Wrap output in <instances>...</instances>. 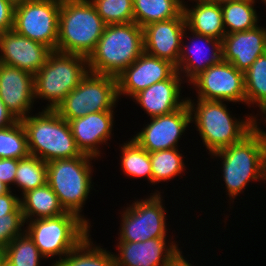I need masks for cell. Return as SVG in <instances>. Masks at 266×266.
Here are the masks:
<instances>
[{"mask_svg":"<svg viewBox=\"0 0 266 266\" xmlns=\"http://www.w3.org/2000/svg\"><path fill=\"white\" fill-rule=\"evenodd\" d=\"M246 105H258L266 116V53L259 56L244 73Z\"/></svg>","mask_w":266,"mask_h":266,"instance_id":"83f0119b","label":"cell"},{"mask_svg":"<svg viewBox=\"0 0 266 266\" xmlns=\"http://www.w3.org/2000/svg\"><path fill=\"white\" fill-rule=\"evenodd\" d=\"M255 2L256 0H238L221 5L226 34L246 31L258 25Z\"/></svg>","mask_w":266,"mask_h":266,"instance_id":"4316f807","label":"cell"},{"mask_svg":"<svg viewBox=\"0 0 266 266\" xmlns=\"http://www.w3.org/2000/svg\"><path fill=\"white\" fill-rule=\"evenodd\" d=\"M0 52V63L17 67L34 76L52 50L10 30L0 33Z\"/></svg>","mask_w":266,"mask_h":266,"instance_id":"e0dca14e","label":"cell"},{"mask_svg":"<svg viewBox=\"0 0 266 266\" xmlns=\"http://www.w3.org/2000/svg\"><path fill=\"white\" fill-rule=\"evenodd\" d=\"M105 26L90 0H61L56 51L89 57Z\"/></svg>","mask_w":266,"mask_h":266,"instance_id":"277c9868","label":"cell"},{"mask_svg":"<svg viewBox=\"0 0 266 266\" xmlns=\"http://www.w3.org/2000/svg\"><path fill=\"white\" fill-rule=\"evenodd\" d=\"M184 13L177 18L151 23L143 27L144 52L178 65L182 38L187 37Z\"/></svg>","mask_w":266,"mask_h":266,"instance_id":"9a60e30c","label":"cell"},{"mask_svg":"<svg viewBox=\"0 0 266 266\" xmlns=\"http://www.w3.org/2000/svg\"><path fill=\"white\" fill-rule=\"evenodd\" d=\"M146 199L135 200L123 208L119 242H144L154 238H167L166 211L161 192L154 191Z\"/></svg>","mask_w":266,"mask_h":266,"instance_id":"30bf717a","label":"cell"},{"mask_svg":"<svg viewBox=\"0 0 266 266\" xmlns=\"http://www.w3.org/2000/svg\"><path fill=\"white\" fill-rule=\"evenodd\" d=\"M11 2H13L14 4H18V3H21L25 0H10Z\"/></svg>","mask_w":266,"mask_h":266,"instance_id":"ee69618b","label":"cell"},{"mask_svg":"<svg viewBox=\"0 0 266 266\" xmlns=\"http://www.w3.org/2000/svg\"><path fill=\"white\" fill-rule=\"evenodd\" d=\"M61 0H25L15 4L13 30L56 51Z\"/></svg>","mask_w":266,"mask_h":266,"instance_id":"8fae6325","label":"cell"},{"mask_svg":"<svg viewBox=\"0 0 266 266\" xmlns=\"http://www.w3.org/2000/svg\"><path fill=\"white\" fill-rule=\"evenodd\" d=\"M24 224L25 220L23 214H7L0 216V249L5 250L6 246L15 237L25 232V229H23Z\"/></svg>","mask_w":266,"mask_h":266,"instance_id":"e575fe53","label":"cell"},{"mask_svg":"<svg viewBox=\"0 0 266 266\" xmlns=\"http://www.w3.org/2000/svg\"><path fill=\"white\" fill-rule=\"evenodd\" d=\"M261 119H264V122L266 123V116L263 118V117H261Z\"/></svg>","mask_w":266,"mask_h":266,"instance_id":"bcb514c9","label":"cell"},{"mask_svg":"<svg viewBox=\"0 0 266 266\" xmlns=\"http://www.w3.org/2000/svg\"><path fill=\"white\" fill-rule=\"evenodd\" d=\"M182 251H179L166 266H193L189 261L184 259Z\"/></svg>","mask_w":266,"mask_h":266,"instance_id":"ab89813d","label":"cell"},{"mask_svg":"<svg viewBox=\"0 0 266 266\" xmlns=\"http://www.w3.org/2000/svg\"><path fill=\"white\" fill-rule=\"evenodd\" d=\"M190 123L191 112L186 103L170 114L151 118L132 139L149 153L178 148L179 139Z\"/></svg>","mask_w":266,"mask_h":266,"instance_id":"4fadbf2b","label":"cell"},{"mask_svg":"<svg viewBox=\"0 0 266 266\" xmlns=\"http://www.w3.org/2000/svg\"><path fill=\"white\" fill-rule=\"evenodd\" d=\"M88 73V57L52 51L34 75L35 99L47 100L44 109L55 110Z\"/></svg>","mask_w":266,"mask_h":266,"instance_id":"52a82bcc","label":"cell"},{"mask_svg":"<svg viewBox=\"0 0 266 266\" xmlns=\"http://www.w3.org/2000/svg\"><path fill=\"white\" fill-rule=\"evenodd\" d=\"M25 223L28 225L25 232L45 259H51L55 255L59 256V260L56 259L52 266L67 256L90 233V227L81 218L70 212Z\"/></svg>","mask_w":266,"mask_h":266,"instance_id":"ba28073f","label":"cell"},{"mask_svg":"<svg viewBox=\"0 0 266 266\" xmlns=\"http://www.w3.org/2000/svg\"><path fill=\"white\" fill-rule=\"evenodd\" d=\"M196 102L187 97L191 121L195 122L208 154L240 142L260 123L257 115L250 114L241 120L232 117L224 101L197 99Z\"/></svg>","mask_w":266,"mask_h":266,"instance_id":"7a4b0ae2","label":"cell"},{"mask_svg":"<svg viewBox=\"0 0 266 266\" xmlns=\"http://www.w3.org/2000/svg\"><path fill=\"white\" fill-rule=\"evenodd\" d=\"M144 52L143 28L135 22L106 25L88 57L89 72L118 76Z\"/></svg>","mask_w":266,"mask_h":266,"instance_id":"3957f363","label":"cell"},{"mask_svg":"<svg viewBox=\"0 0 266 266\" xmlns=\"http://www.w3.org/2000/svg\"><path fill=\"white\" fill-rule=\"evenodd\" d=\"M210 155L221 158L222 177L232 202L251 181H266V131L259 125L240 142Z\"/></svg>","mask_w":266,"mask_h":266,"instance_id":"6da1fadb","label":"cell"},{"mask_svg":"<svg viewBox=\"0 0 266 266\" xmlns=\"http://www.w3.org/2000/svg\"><path fill=\"white\" fill-rule=\"evenodd\" d=\"M24 126L30 155L45 162L82 155L69 123L55 110L42 109L36 115L20 120Z\"/></svg>","mask_w":266,"mask_h":266,"instance_id":"5b68a950","label":"cell"},{"mask_svg":"<svg viewBox=\"0 0 266 266\" xmlns=\"http://www.w3.org/2000/svg\"><path fill=\"white\" fill-rule=\"evenodd\" d=\"M44 258L26 232L15 237L5 248V259L12 266H40V260Z\"/></svg>","mask_w":266,"mask_h":266,"instance_id":"1f68e13d","label":"cell"},{"mask_svg":"<svg viewBox=\"0 0 266 266\" xmlns=\"http://www.w3.org/2000/svg\"><path fill=\"white\" fill-rule=\"evenodd\" d=\"M12 193V189L0 196V216L7 214H23L20 207V198Z\"/></svg>","mask_w":266,"mask_h":266,"instance_id":"74e56055","label":"cell"},{"mask_svg":"<svg viewBox=\"0 0 266 266\" xmlns=\"http://www.w3.org/2000/svg\"><path fill=\"white\" fill-rule=\"evenodd\" d=\"M20 207L25 222L41 218L56 217L66 211L59 203L57 195L46 183L22 195Z\"/></svg>","mask_w":266,"mask_h":266,"instance_id":"cb8c5ba5","label":"cell"},{"mask_svg":"<svg viewBox=\"0 0 266 266\" xmlns=\"http://www.w3.org/2000/svg\"><path fill=\"white\" fill-rule=\"evenodd\" d=\"M190 32L193 35V37L189 38L192 39L191 43L184 44V39L182 38L180 57L176 66L177 72L182 76L183 80L185 78L187 83H190L200 73L222 60L221 40L197 34L193 31Z\"/></svg>","mask_w":266,"mask_h":266,"instance_id":"d6986e66","label":"cell"},{"mask_svg":"<svg viewBox=\"0 0 266 266\" xmlns=\"http://www.w3.org/2000/svg\"><path fill=\"white\" fill-rule=\"evenodd\" d=\"M88 234L67 256L54 266H115L114 256L100 246H93Z\"/></svg>","mask_w":266,"mask_h":266,"instance_id":"484cf974","label":"cell"},{"mask_svg":"<svg viewBox=\"0 0 266 266\" xmlns=\"http://www.w3.org/2000/svg\"><path fill=\"white\" fill-rule=\"evenodd\" d=\"M5 261V250L0 249V266H3Z\"/></svg>","mask_w":266,"mask_h":266,"instance_id":"7bdbcfd3","label":"cell"},{"mask_svg":"<svg viewBox=\"0 0 266 266\" xmlns=\"http://www.w3.org/2000/svg\"><path fill=\"white\" fill-rule=\"evenodd\" d=\"M154 238L144 242H118V255L113 253L115 266H166L181 250L177 242ZM170 242V243H169Z\"/></svg>","mask_w":266,"mask_h":266,"instance_id":"ac0fdd59","label":"cell"},{"mask_svg":"<svg viewBox=\"0 0 266 266\" xmlns=\"http://www.w3.org/2000/svg\"><path fill=\"white\" fill-rule=\"evenodd\" d=\"M10 190L11 189L6 184L0 181V196L8 193Z\"/></svg>","mask_w":266,"mask_h":266,"instance_id":"60d3db41","label":"cell"},{"mask_svg":"<svg viewBox=\"0 0 266 266\" xmlns=\"http://www.w3.org/2000/svg\"><path fill=\"white\" fill-rule=\"evenodd\" d=\"M121 148V168L124 174L143 178L152 184V169L150 154L134 139L124 143Z\"/></svg>","mask_w":266,"mask_h":266,"instance_id":"f1b7e54d","label":"cell"},{"mask_svg":"<svg viewBox=\"0 0 266 266\" xmlns=\"http://www.w3.org/2000/svg\"><path fill=\"white\" fill-rule=\"evenodd\" d=\"M176 71V66L171 62L143 52L116 76L118 98L121 95L132 98L152 84L169 79Z\"/></svg>","mask_w":266,"mask_h":266,"instance_id":"5bb4252c","label":"cell"},{"mask_svg":"<svg viewBox=\"0 0 266 266\" xmlns=\"http://www.w3.org/2000/svg\"><path fill=\"white\" fill-rule=\"evenodd\" d=\"M118 99L116 77L89 72L55 111L69 121L89 113L115 110Z\"/></svg>","mask_w":266,"mask_h":266,"instance_id":"9c48e42d","label":"cell"},{"mask_svg":"<svg viewBox=\"0 0 266 266\" xmlns=\"http://www.w3.org/2000/svg\"><path fill=\"white\" fill-rule=\"evenodd\" d=\"M106 25L134 22L133 0H90Z\"/></svg>","mask_w":266,"mask_h":266,"instance_id":"836d02e7","label":"cell"},{"mask_svg":"<svg viewBox=\"0 0 266 266\" xmlns=\"http://www.w3.org/2000/svg\"><path fill=\"white\" fill-rule=\"evenodd\" d=\"M184 0H133L134 22L140 27L177 18L183 12Z\"/></svg>","mask_w":266,"mask_h":266,"instance_id":"d4e9b609","label":"cell"},{"mask_svg":"<svg viewBox=\"0 0 266 266\" xmlns=\"http://www.w3.org/2000/svg\"><path fill=\"white\" fill-rule=\"evenodd\" d=\"M193 1L196 2L193 8H189L183 2L187 30L222 41L226 31L223 25L221 5L204 0Z\"/></svg>","mask_w":266,"mask_h":266,"instance_id":"603a6c76","label":"cell"},{"mask_svg":"<svg viewBox=\"0 0 266 266\" xmlns=\"http://www.w3.org/2000/svg\"><path fill=\"white\" fill-rule=\"evenodd\" d=\"M15 4L10 0H0V33L13 30Z\"/></svg>","mask_w":266,"mask_h":266,"instance_id":"d590c367","label":"cell"},{"mask_svg":"<svg viewBox=\"0 0 266 266\" xmlns=\"http://www.w3.org/2000/svg\"><path fill=\"white\" fill-rule=\"evenodd\" d=\"M92 156L57 159L47 162V184L57 195L59 203L66 212L81 218L89 227V219L80 214L87 201L92 185Z\"/></svg>","mask_w":266,"mask_h":266,"instance_id":"8992f818","label":"cell"},{"mask_svg":"<svg viewBox=\"0 0 266 266\" xmlns=\"http://www.w3.org/2000/svg\"><path fill=\"white\" fill-rule=\"evenodd\" d=\"M47 183V162L37 156L28 155L18 160L14 185L19 187L21 195Z\"/></svg>","mask_w":266,"mask_h":266,"instance_id":"f546056e","label":"cell"},{"mask_svg":"<svg viewBox=\"0 0 266 266\" xmlns=\"http://www.w3.org/2000/svg\"><path fill=\"white\" fill-rule=\"evenodd\" d=\"M204 1L211 2L214 4H218V5H223V4L230 3L233 1H238V0H204Z\"/></svg>","mask_w":266,"mask_h":266,"instance_id":"b9f144b4","label":"cell"},{"mask_svg":"<svg viewBox=\"0 0 266 266\" xmlns=\"http://www.w3.org/2000/svg\"><path fill=\"white\" fill-rule=\"evenodd\" d=\"M222 60L245 73L253 62L266 53V28L256 27L225 34L222 39Z\"/></svg>","mask_w":266,"mask_h":266,"instance_id":"44dd1931","label":"cell"},{"mask_svg":"<svg viewBox=\"0 0 266 266\" xmlns=\"http://www.w3.org/2000/svg\"><path fill=\"white\" fill-rule=\"evenodd\" d=\"M18 119L7 109L0 98V129L14 125Z\"/></svg>","mask_w":266,"mask_h":266,"instance_id":"f35d334b","label":"cell"},{"mask_svg":"<svg viewBox=\"0 0 266 266\" xmlns=\"http://www.w3.org/2000/svg\"><path fill=\"white\" fill-rule=\"evenodd\" d=\"M150 161L152 169V184L172 180L185 172V163L183 155L178 148L150 152Z\"/></svg>","mask_w":266,"mask_h":266,"instance_id":"4dcf8cb0","label":"cell"},{"mask_svg":"<svg viewBox=\"0 0 266 266\" xmlns=\"http://www.w3.org/2000/svg\"><path fill=\"white\" fill-rule=\"evenodd\" d=\"M17 167V159L0 158V181L6 184L9 188H12L11 185H14Z\"/></svg>","mask_w":266,"mask_h":266,"instance_id":"8d00e7d4","label":"cell"},{"mask_svg":"<svg viewBox=\"0 0 266 266\" xmlns=\"http://www.w3.org/2000/svg\"><path fill=\"white\" fill-rule=\"evenodd\" d=\"M182 76L176 71L169 79L157 82L135 94L134 102L150 116V118L170 114L187 103V97L181 100Z\"/></svg>","mask_w":266,"mask_h":266,"instance_id":"7402d4cb","label":"cell"},{"mask_svg":"<svg viewBox=\"0 0 266 266\" xmlns=\"http://www.w3.org/2000/svg\"><path fill=\"white\" fill-rule=\"evenodd\" d=\"M190 84L197 90V99L246 104L244 73L224 60L200 73Z\"/></svg>","mask_w":266,"mask_h":266,"instance_id":"7c38bea8","label":"cell"},{"mask_svg":"<svg viewBox=\"0 0 266 266\" xmlns=\"http://www.w3.org/2000/svg\"><path fill=\"white\" fill-rule=\"evenodd\" d=\"M0 98L18 120L26 118L36 101L34 76L0 63Z\"/></svg>","mask_w":266,"mask_h":266,"instance_id":"2e32d148","label":"cell"},{"mask_svg":"<svg viewBox=\"0 0 266 266\" xmlns=\"http://www.w3.org/2000/svg\"><path fill=\"white\" fill-rule=\"evenodd\" d=\"M3 266H12V265L5 259Z\"/></svg>","mask_w":266,"mask_h":266,"instance_id":"f6af8a7d","label":"cell"},{"mask_svg":"<svg viewBox=\"0 0 266 266\" xmlns=\"http://www.w3.org/2000/svg\"><path fill=\"white\" fill-rule=\"evenodd\" d=\"M29 155L27 136L20 120L0 129V158L22 159Z\"/></svg>","mask_w":266,"mask_h":266,"instance_id":"d6a6232c","label":"cell"},{"mask_svg":"<svg viewBox=\"0 0 266 266\" xmlns=\"http://www.w3.org/2000/svg\"><path fill=\"white\" fill-rule=\"evenodd\" d=\"M114 110L89 113L86 116L69 120V126L76 145L82 154L98 160L100 146L108 144L114 126ZM107 142V143H106Z\"/></svg>","mask_w":266,"mask_h":266,"instance_id":"ffe728a7","label":"cell"}]
</instances>
